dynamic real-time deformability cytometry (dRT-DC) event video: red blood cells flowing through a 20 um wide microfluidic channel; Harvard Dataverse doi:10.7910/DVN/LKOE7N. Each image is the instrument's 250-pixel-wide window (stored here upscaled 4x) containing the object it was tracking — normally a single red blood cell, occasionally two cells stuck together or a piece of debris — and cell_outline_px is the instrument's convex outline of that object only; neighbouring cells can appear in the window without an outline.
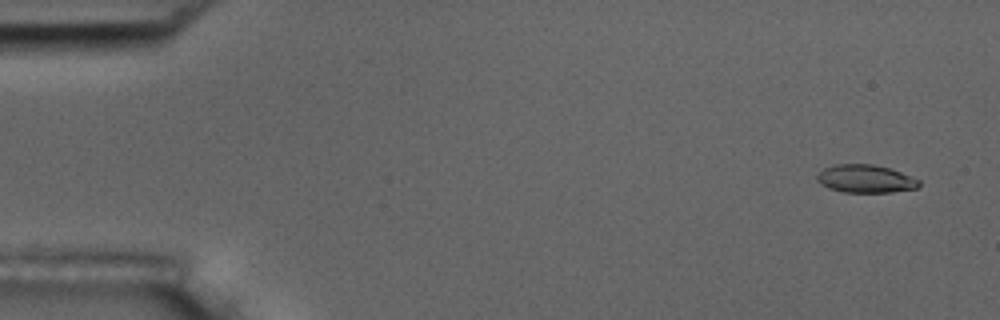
{"species": "common noctule bat (a hibernating species)", "species_latin": "Nyctalus noctula", "temperature_condition": "room temperature", "stored_images_in_passage": 5, "segment_of_instrument_passage": [1, 2], "camera_frame_rate_fps": 3000, "um_per_image_px": 0.085, "animal": {"sex": "male", "body_mass_g": 17.5, "forearm_length_mm": 52.3}, "frame": {"image": 1, "passage_image": 1, "time_ms": 0.0, "image_size_px": [1000, 320], "cell_outline_px": [[920, 184], [916, 188], [892, 192], [844, 192], [828, 188], [820, 184], [816, 180], [816, 176], [824, 168], [832, 164], [872, 164], [888, 168], [900, 172], [920, 180]], "centroid_in_image_um": [73.53, 15.19], "position_along_channel_um": 11.5, "area_um2": 16.59}}
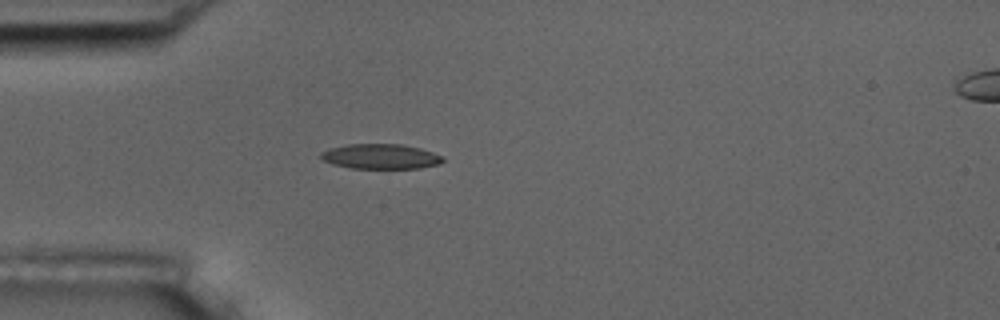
{"frame": {"image": 2, "passage_image": 4, "time_ms": 4.333, "image_size_px": [1000, 320], "cell_outline_px": [[444, 160], [440, 164], [420, 168], [352, 168], [332, 164], [324, 160], [320, 156], [320, 152], [328, 148], [348, 144], [400, 144], [420, 148], [444, 156]], "centroid_in_image_um": [32.36, 13.29], "position_along_channel_um": 52.6, "area_um2": 17.8}}